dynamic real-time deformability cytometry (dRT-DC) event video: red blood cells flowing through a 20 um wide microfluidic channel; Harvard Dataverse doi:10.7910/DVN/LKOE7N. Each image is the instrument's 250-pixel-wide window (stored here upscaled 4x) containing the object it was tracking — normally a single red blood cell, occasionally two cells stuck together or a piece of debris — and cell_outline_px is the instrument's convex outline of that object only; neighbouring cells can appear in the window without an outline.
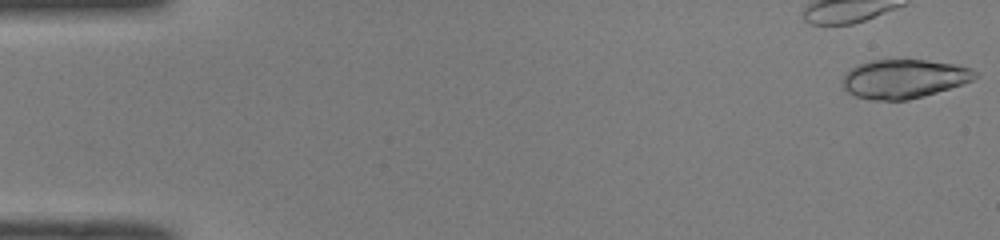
{"species": "common noctule bat (a hibernating species)", "species_latin": "Nyctalus noctula", "temperature_condition": "room temperature", "stored_images_in_passage": 49, "camera_frame_rate_fps": 3000, "um_per_image_px": 0.085, "animal": {"sex": "male", "body_mass_g": 19.0, "forearm_length_mm": 50.8}, "frame": {"image": 1, "passage_image": 1, "time_ms": 0.0, "image_size_px": [1000, 240], "cell_outline_px": [[980, 76], [964, 84], [924, 96], [908, 100], [872, 100], [856, 96], [848, 92], [844, 88], [844, 76], [852, 68], [860, 64], [872, 60], [924, 60], [956, 64], [972, 68], [980, 72]], "centroid_in_image_um": [76.93, 6.7], "position_along_channel_um": 8.1, "area_um2": 30.06}}
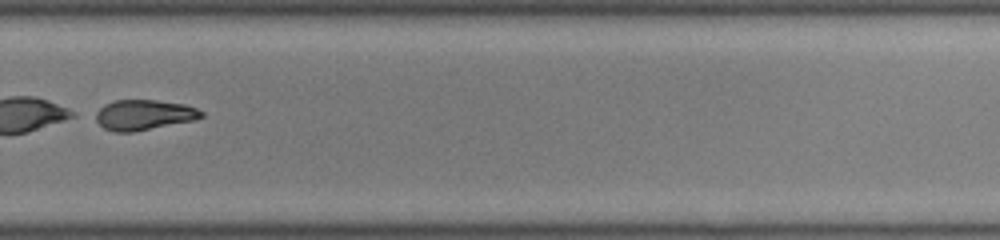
{"frame": {"image": 2, "passage_image": 35, "time_ms": 11.333, "image_size_px": [1000, 240], "cell_outline_px": [[204, 116], [196, 120], [132, 132], [112, 132], [104, 128], [88, 116], [92, 112], [104, 104], [116, 100], [156, 100], [184, 104], [196, 108], [204, 112]], "centroid_in_image_um": [12.13, 9.77], "position_along_channel_um": 317.7, "area_um2": 19.19}}